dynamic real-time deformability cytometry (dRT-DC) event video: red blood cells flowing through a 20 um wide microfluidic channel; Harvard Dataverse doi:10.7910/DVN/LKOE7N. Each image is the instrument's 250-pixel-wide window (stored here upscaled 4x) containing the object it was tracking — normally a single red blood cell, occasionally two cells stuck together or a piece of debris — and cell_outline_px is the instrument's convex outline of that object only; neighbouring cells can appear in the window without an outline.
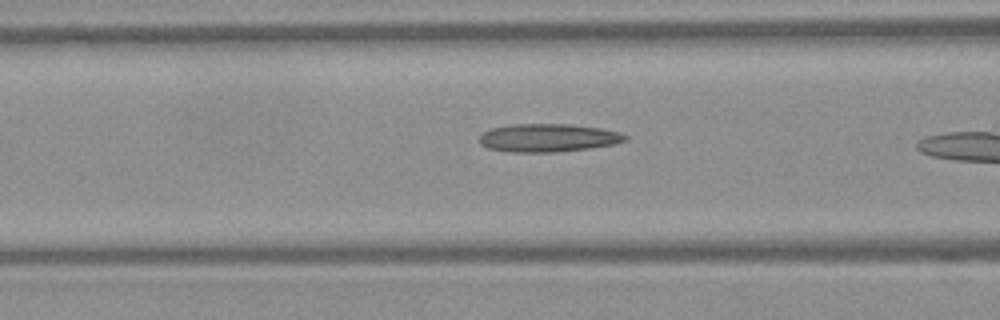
{"species": "Egyptian fruit bat (a non-hibernating species)", "species_latin": "Rousettus aegyptiacus", "temperature_condition": "warm", "stored_images_in_passage": 36, "camera_frame_rate_fps": 3000, "um_per_image_px": 0.085, "frame": {"image": 1, "passage_image": 17, "time_ms": 5.333, "image_size_px": [1000, 320], "cell_outline_px": [[628, 140], [616, 144], [592, 148], [556, 152], [512, 152], [488, 148], [480, 144], [480, 136], [484, 132], [492, 128], [512, 124], [568, 124], [600, 128], [620, 132], [628, 136]], "centroid_in_image_um": [46.64, 11.72], "position_along_channel_um": 120.0, "area_um2": 23.99}}
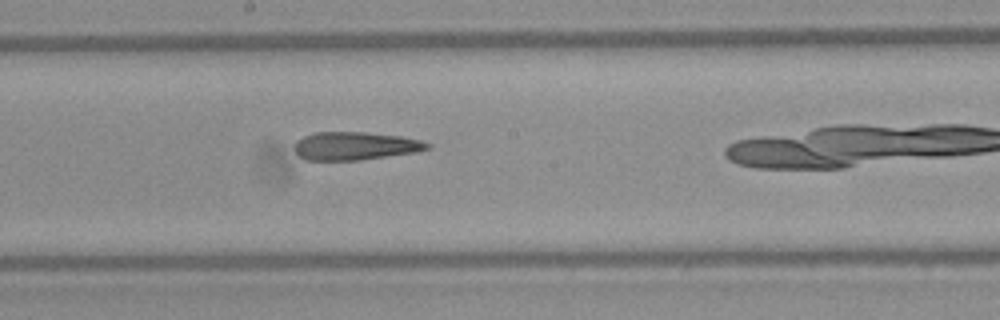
{"frame": {"image": 2, "passage_image": 24, "time_ms": 7.667, "image_size_px": [1000, 320], "cell_outline_px": [[432, 148], [416, 152], [360, 160], [304, 160], [296, 152], [296, 140], [304, 136], [316, 132], [364, 132], [400, 136], [420, 140], [432, 144]], "centroid_in_image_um": [30.22, 12.4], "position_along_channel_um": 218.0, "area_um2": 21.73}}
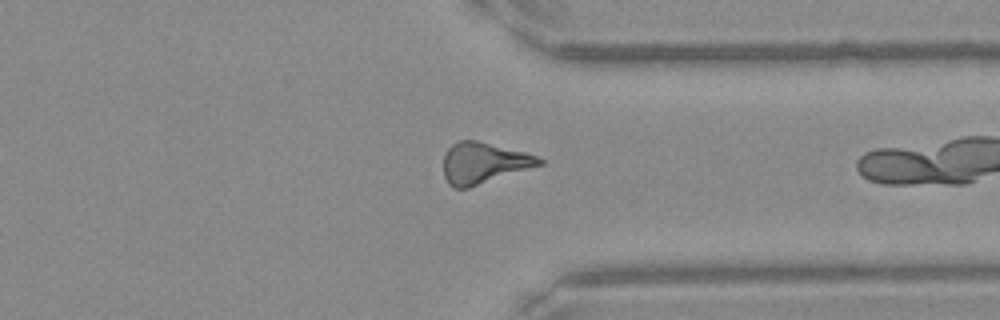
{"frame": {"image": 3, "passage_image": 35, "time_ms": 11.333, "image_size_px": [1000, 320], "cell_outline_px": [[544, 164], [468, 188], [452, 188], [448, 184], [444, 176], [444, 156], [448, 148], [452, 144], [460, 140], [476, 140], [524, 152], [536, 156], [544, 160]], "centroid_in_image_um": [41.09, 13.86], "position_along_channel_um": 370.3, "area_um2": 22.83}}